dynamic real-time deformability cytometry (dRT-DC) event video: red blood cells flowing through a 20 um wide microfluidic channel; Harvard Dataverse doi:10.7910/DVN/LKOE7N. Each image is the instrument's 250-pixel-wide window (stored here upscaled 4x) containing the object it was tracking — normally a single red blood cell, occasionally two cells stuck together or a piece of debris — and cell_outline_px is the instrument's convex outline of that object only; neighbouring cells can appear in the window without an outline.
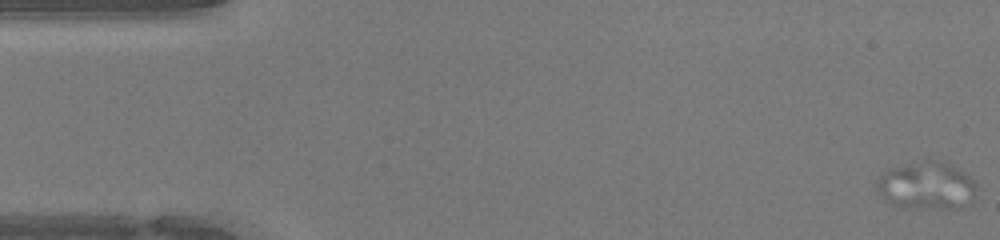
{"species": "human", "species_latin": "Homo sapiens", "temperature_condition": "warm", "stored_images_in_passage": 48, "camera_frame_rate_fps": 3000, "um_per_image_px": 0.085, "donor": {"sex": "female"}, "frame": {"image": 1, "passage_image": 1, "time_ms": 0.0, "image_size_px": [1000, 240], "cell_outline_px": [[976, 184], [972, 204], [956, 208], [904, 208], [892, 204], [884, 200], [880, 196], [876, 188], [876, 180], [880, 176], [892, 168], [924, 160], [932, 160], [948, 164], [956, 168], [968, 176]], "centroid_in_image_um": [78.74, 15.82], "position_along_channel_um": 6.3, "area_um2": 27.51}}
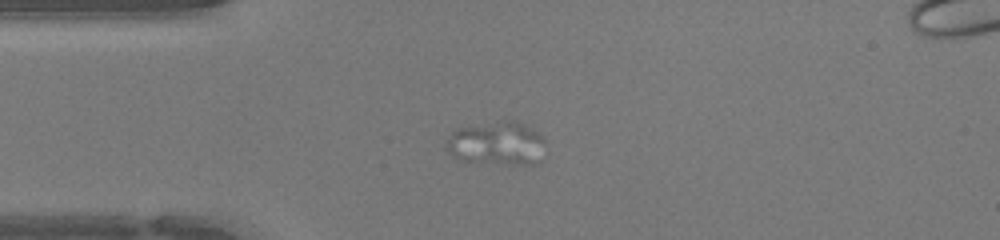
{"frame": {"image": 2, "passage_image": 12, "time_ms": 3.667, "image_size_px": [1000, 240], "cell_outline_px": [[544, 144], [540, 160], [536, 164], [468, 164], [452, 156], [448, 152], [448, 140], [452, 132], [456, 128], [500, 120], [516, 120], [540, 132], [544, 136]], "centroid_in_image_um": [42.23, 12.2], "position_along_channel_um": 42.8, "area_um2": 25.89}}
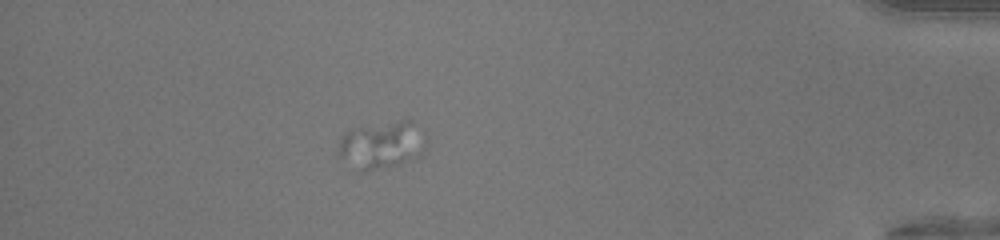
{"frame": {"image": 3, "passage_image": 42, "time_ms": 13.667, "image_size_px": [1000, 240], "cell_outline_px": [[428, 144], [424, 152], [420, 156], [396, 164], [372, 168], [360, 168], [340, 156], [340, 140], [352, 128], [400, 120], [412, 120], [428, 132]], "centroid_in_image_um": [32.63, 12.23], "position_along_channel_um": 402.6, "area_um2": 23.64}}